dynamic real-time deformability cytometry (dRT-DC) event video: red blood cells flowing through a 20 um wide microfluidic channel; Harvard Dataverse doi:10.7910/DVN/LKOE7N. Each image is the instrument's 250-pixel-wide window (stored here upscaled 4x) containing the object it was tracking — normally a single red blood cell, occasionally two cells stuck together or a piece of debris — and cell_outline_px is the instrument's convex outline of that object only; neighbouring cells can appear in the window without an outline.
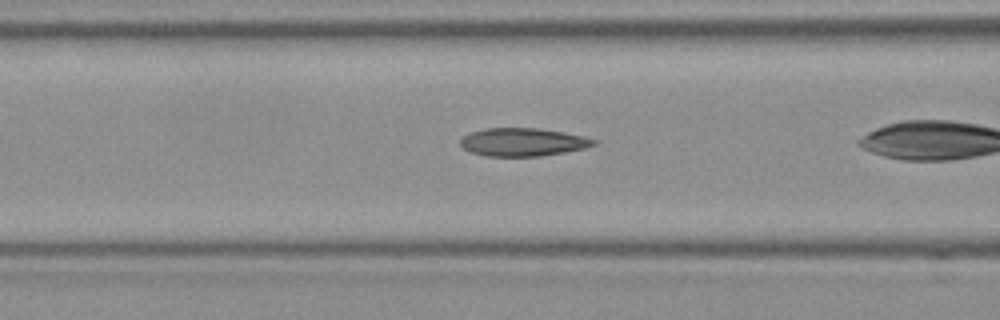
{"species": "Egyptian fruit bat (a non-hibernating species)", "species_latin": "Rousettus aegyptiacus", "temperature_condition": "room temperature", "stored_images_in_passage": 30, "camera_frame_rate_fps": 3000, "um_per_image_px": 0.085, "frame": {"image": 1, "passage_image": 10, "time_ms": 3.0, "image_size_px": [1000, 320], "cell_outline_px": [[600, 140], [596, 144], [584, 148], [564, 152], [540, 156], [484, 156], [468, 152], [460, 144], [460, 140], [464, 136], [472, 132], [484, 128], [536, 128], [584, 136]], "centroid_in_image_um": [44.43, 12.08], "position_along_channel_um": 122.2, "area_um2": 21.79}}
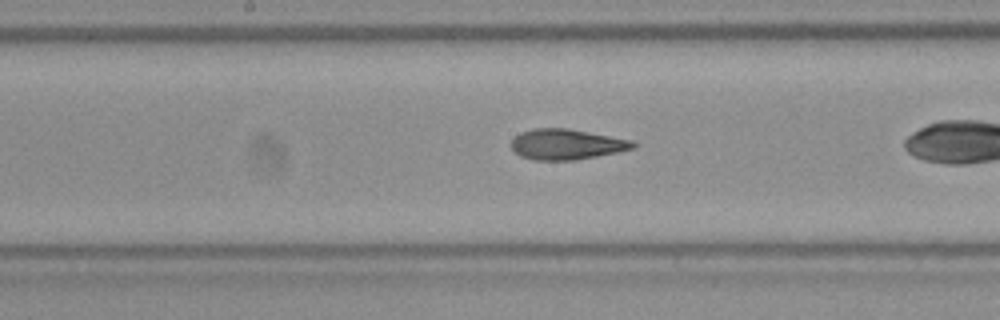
{"frame": {"image": 2, "passage_image": 16, "time_ms": 5.0, "image_size_px": [1000, 320], "cell_outline_px": [[636, 148], [596, 156], [572, 160], [532, 160], [520, 156], [512, 148], [512, 140], [520, 132], [532, 128], [568, 128], [632, 140], [636, 144]], "centroid_in_image_um": [48.14, 12.26], "position_along_channel_um": 200.1, "area_um2": 21.56}}
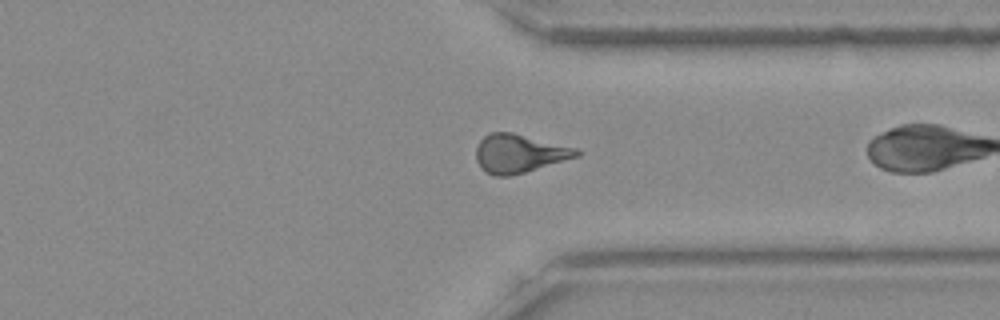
{"frame": {"image": 3, "passage_image": 29, "time_ms": 9.333, "image_size_px": [1000, 320], "cell_outline_px": [[580, 156], [524, 172], [508, 176], [496, 176], [484, 172], [476, 160], [476, 148], [480, 140], [488, 132], [512, 132], [580, 148]], "centroid_in_image_um": [44.14, 13.03], "position_along_channel_um": 367.3, "area_um2": 22.72}}